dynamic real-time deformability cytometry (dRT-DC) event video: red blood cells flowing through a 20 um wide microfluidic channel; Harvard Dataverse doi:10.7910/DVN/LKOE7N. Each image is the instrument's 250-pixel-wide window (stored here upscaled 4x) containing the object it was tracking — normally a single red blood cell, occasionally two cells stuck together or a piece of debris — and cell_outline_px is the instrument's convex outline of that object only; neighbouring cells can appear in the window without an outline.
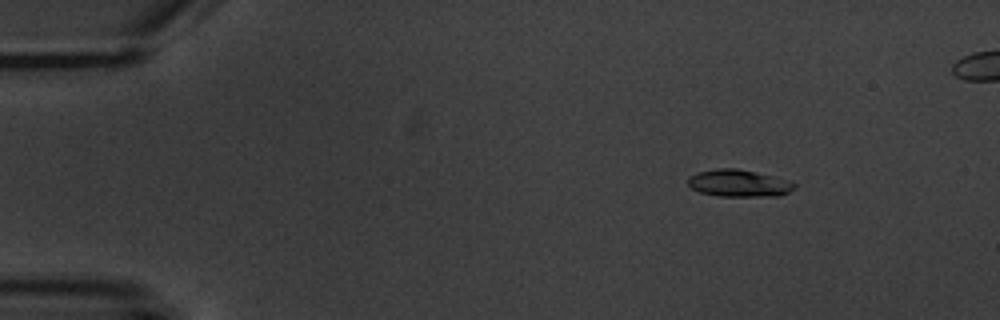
{"species": "common noctule bat (a hibernating species)", "species_latin": "Nyctalus noctula", "temperature_condition": "warm", "stored_images_in_passage": 6, "camera_frame_rate_fps": 3000, "um_per_image_px": 0.085, "animal": {"sex": "male", "body_mass_g": 20.1, "forearm_length_mm": 53.5}, "frame": {"image": 1, "passage_image": 3, "time_ms": 2.333, "image_size_px": [1000, 320], "cell_outline_px": [[796, 188], [780, 196], [720, 196], [700, 192], [692, 188], [688, 184], [688, 176], [700, 172], [716, 168], [736, 168], [772, 176], [796, 184]], "centroid_in_image_um": [62.78, 15.58], "position_along_channel_um": 22.2, "area_um2": 16.59}}